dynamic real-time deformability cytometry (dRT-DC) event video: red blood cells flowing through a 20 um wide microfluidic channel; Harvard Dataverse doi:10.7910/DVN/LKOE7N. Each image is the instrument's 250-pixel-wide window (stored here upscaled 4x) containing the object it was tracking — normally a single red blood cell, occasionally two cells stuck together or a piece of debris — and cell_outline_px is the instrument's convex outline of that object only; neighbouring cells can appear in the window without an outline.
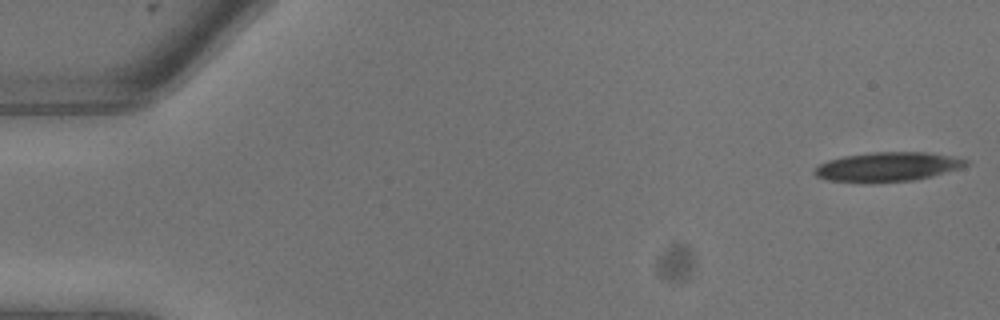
{"species": "common noctule bat (a hibernating species)", "species_latin": "Nyctalus noctula", "temperature_condition": "warm", "stored_images_in_passage": 10, "camera_frame_rate_fps": 3000, "um_per_image_px": 0.085, "animal": {"sex": "male", "body_mass_g": 13.3}, "frame": {"image": 1, "passage_image": 1, "time_ms": 0.0, "image_size_px": [1000, 320], "cell_outline_px": [[968, 164], [960, 168], [932, 176], [912, 180], [872, 184], [828, 180], [816, 176], [812, 172], [820, 164], [828, 160], [844, 156], [872, 152], [928, 152], [952, 156], [968, 160]], "centroid_in_image_um": [75.42, 14.19], "position_along_channel_um": 9.6, "area_um2": 26.07}}
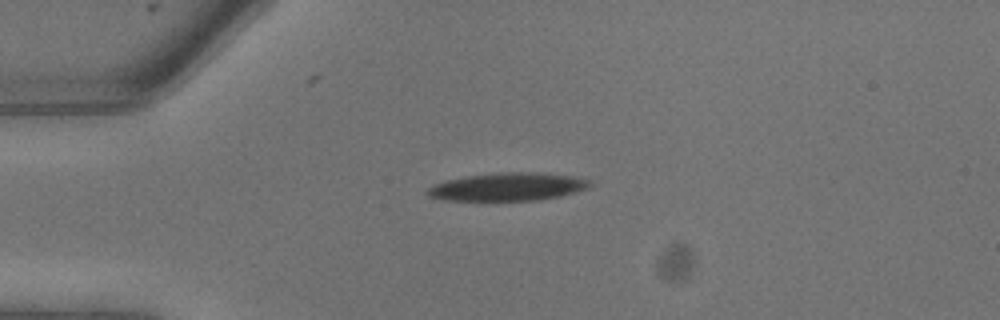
{"frame": {"image": 2, "passage_image": 6, "time_ms": 1.667, "image_size_px": [1000, 320], "cell_outline_px": [[592, 184], [588, 188], [560, 196], [540, 200], [444, 200], [428, 196], [424, 192], [432, 184], [448, 180], [468, 176], [500, 172], [528, 172], [568, 176], [588, 180]], "centroid_in_image_um": [43.09, 15.89], "position_along_channel_um": 41.9, "area_um2": 26.13}}
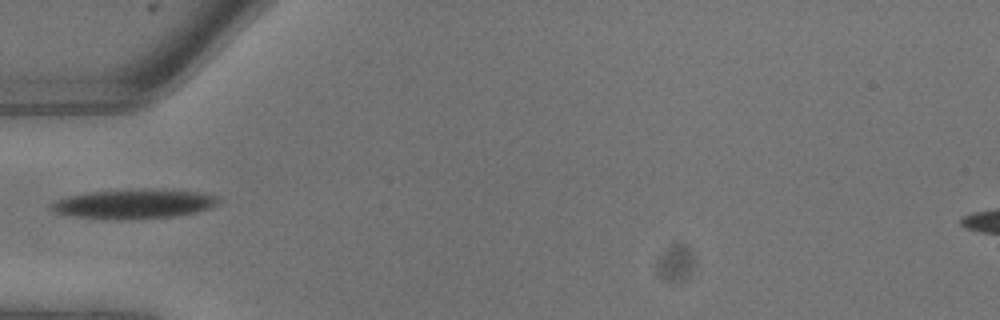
{"frame": {"image": 3, "passage_image": 8, "time_ms": 2.333, "image_size_px": [1000, 320], "cell_outline_px": [[220, 204], [212, 208], [196, 212], [176, 216], [124, 220], [116, 220], [68, 216], [56, 212], [48, 204], [56, 200], [68, 196], [92, 192], [200, 192], [220, 196]], "centroid_in_image_um": [11.39, 17.4], "position_along_channel_um": 73.6, "area_um2": 27.57}}